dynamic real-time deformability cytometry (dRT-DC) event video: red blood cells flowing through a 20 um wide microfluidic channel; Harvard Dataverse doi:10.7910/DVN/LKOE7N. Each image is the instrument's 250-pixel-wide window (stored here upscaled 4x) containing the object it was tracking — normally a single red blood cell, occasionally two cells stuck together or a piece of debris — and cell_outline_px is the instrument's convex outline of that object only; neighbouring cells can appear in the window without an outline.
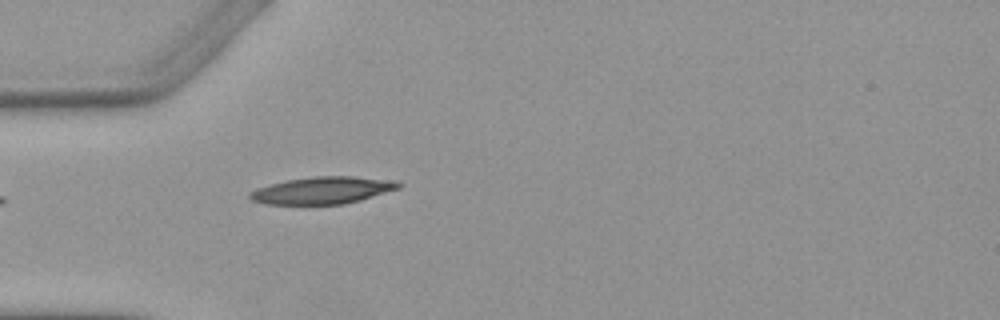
{"species": "Egyptian fruit bat (a non-hibernating species)", "species_latin": "Rousettus aegyptiacus", "temperature_condition": "warm", "stored_images_in_passage": 5, "camera_frame_rate_fps": 3000, "um_per_image_px": 0.085, "animal": {"sex": "female"}, "frame": {"image": 1, "passage_image": 5, "time_ms": 4.667, "image_size_px": [1000, 320], "cell_outline_px": [[404, 184], [400, 188], [360, 200], [344, 204], [264, 204], [252, 200], [248, 196], [248, 192], [256, 188], [288, 180], [312, 176], [352, 176], [396, 180]], "centroid_in_image_um": [27.44, 16.17], "position_along_channel_um": 57.6, "area_um2": 23.58}}